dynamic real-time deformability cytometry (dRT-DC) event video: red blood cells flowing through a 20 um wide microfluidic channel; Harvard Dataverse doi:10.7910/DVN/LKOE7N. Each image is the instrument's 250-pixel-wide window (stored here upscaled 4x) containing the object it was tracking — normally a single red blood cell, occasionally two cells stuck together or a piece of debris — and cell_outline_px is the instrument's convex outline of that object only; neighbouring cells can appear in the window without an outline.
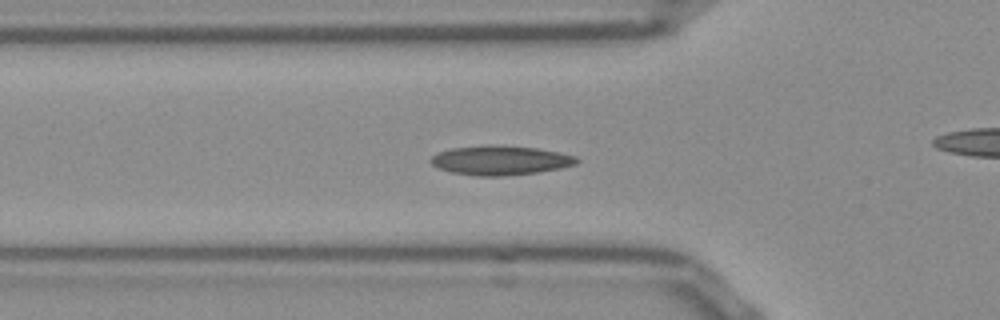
{"species": "Egyptian fruit bat (a non-hibernating species)", "species_latin": "Rousettus aegyptiacus", "temperature_condition": "room temperature", "stored_images_in_passage": 44, "camera_frame_rate_fps": 3000, "um_per_image_px": 0.085, "frame": {"image": 1, "passage_image": 8, "time_ms": 2.333, "image_size_px": [1000, 320], "cell_outline_px": [[580, 160], [576, 164], [560, 168], [536, 172], [500, 176], [476, 176], [452, 172], [440, 168], [432, 164], [432, 156], [436, 152], [452, 148], [488, 144], [536, 148], [560, 152], [576, 156]], "centroid_in_image_um": [42.54, 13.61], "position_along_channel_um": 83.3, "area_um2": 24.85}}
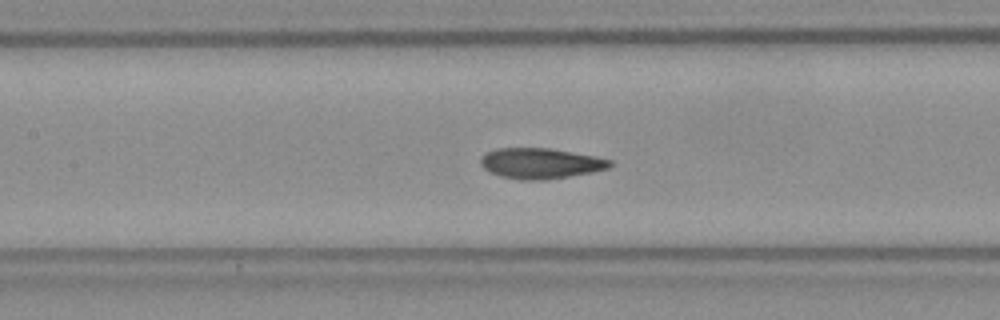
{"frame": {"image": 2, "passage_image": 14, "time_ms": 4.333, "image_size_px": [1000, 320], "cell_outline_px": [[612, 164], [608, 168], [592, 172], [544, 180], [520, 180], [500, 176], [488, 172], [480, 164], [480, 156], [496, 148], [548, 148], [596, 156], [612, 160]], "centroid_in_image_um": [45.91, 13.88], "position_along_channel_um": 161.5, "area_um2": 23.06}}
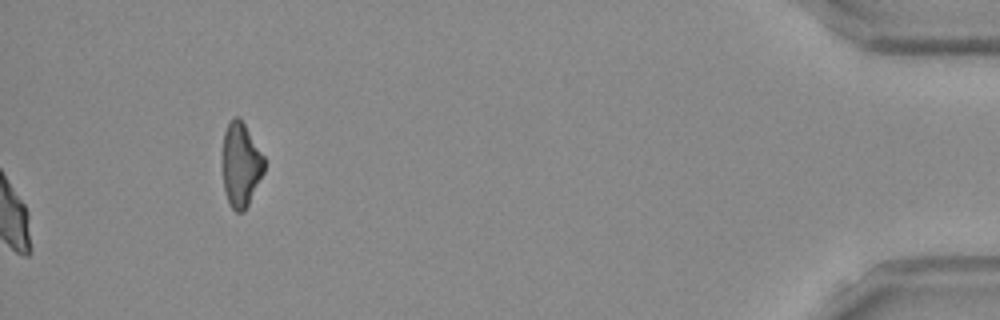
{"frame": {"image": 3, "passage_image": 44, "time_ms": 14.333, "image_size_px": [1000, 320], "cell_outline_px": [[264, 172], [244, 212], [236, 212], [228, 204], [224, 188], [224, 132], [232, 116], [240, 116], [264, 156]], "centroid_in_image_um": [20.49, 13.99], "position_along_channel_um": 414.7, "area_um2": 20.23}, "authors_computed_cell_mechanics": {"area_um2": 22.7443, "velocity_mm_per_s": 3.8551, "shape_relaxation_time_tau1_ms": 8.866, "shape_relaxation_time_tau2_ms": 1.5643, "deformation_change_tau1": 0.2144, "deformation_change_tau2": 0.0796}}